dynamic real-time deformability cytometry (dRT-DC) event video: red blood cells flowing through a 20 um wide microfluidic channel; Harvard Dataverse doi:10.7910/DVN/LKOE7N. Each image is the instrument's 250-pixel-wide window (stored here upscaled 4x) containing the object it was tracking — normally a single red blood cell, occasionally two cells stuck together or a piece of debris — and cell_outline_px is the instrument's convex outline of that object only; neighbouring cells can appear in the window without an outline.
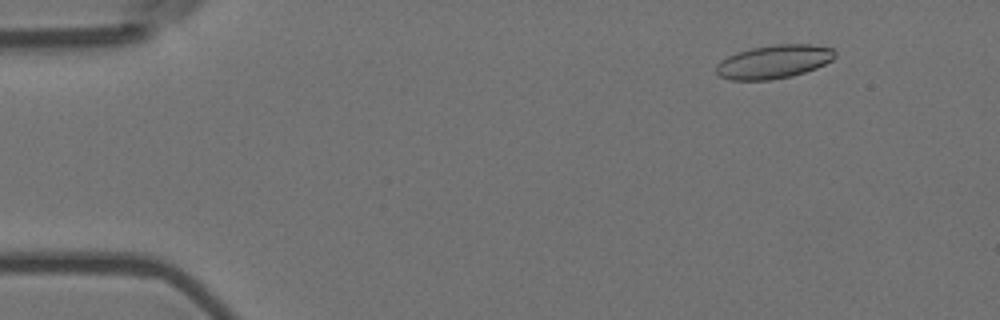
{"species": "Egyptian fruit bat (a non-hibernating species)", "species_latin": "Rousettus aegyptiacus", "temperature_condition": "room temperature", "stored_images_in_passage": 21, "camera_frame_rate_fps": 3000, "um_per_image_px": 0.085, "animal": {"sex": "female"}, "frame": {"image": 1, "passage_image": 7, "time_ms": 2.0, "image_size_px": [1000, 320], "cell_outline_px": [[836, 56], [832, 60], [816, 68], [792, 76], [772, 80], [732, 80], [720, 76], [716, 72], [716, 64], [720, 60], [736, 52], [752, 48], [776, 44], [812, 44], [832, 48], [836, 52]], "centroid_in_image_um": [65.78, 5.24], "position_along_channel_um": 19.2, "area_um2": 23.29}}
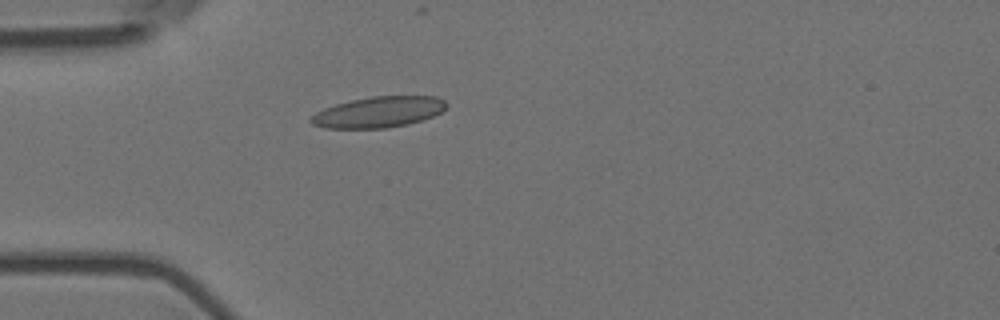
{"frame": {"image": 2, "passage_image": 17, "time_ms": 5.333, "image_size_px": [1000, 320], "cell_outline_px": [[448, 104], [440, 112], [432, 116], [408, 124], [384, 128], [324, 128], [312, 124], [308, 120], [316, 112], [324, 108], [336, 104], [352, 100], [372, 96], [436, 96], [444, 100]], "centroid_in_image_um": [32.15, 9.52], "position_along_channel_um": 52.8, "area_um2": 24.22}}
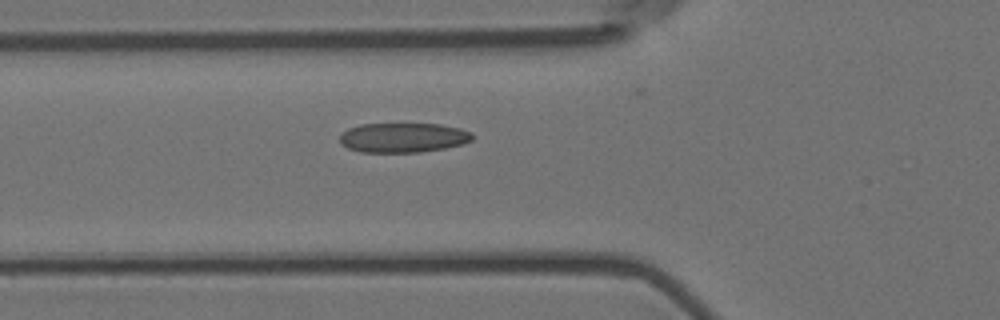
{"frame": {"image": 3, "passage_image": 21, "time_ms": 6.667, "image_size_px": [1000, 320], "cell_outline_px": [[472, 140], [460, 144], [444, 148], [420, 152], [360, 152], [348, 148], [340, 144], [340, 136], [348, 128], [360, 124], [440, 124], [460, 128], [472, 132]], "centroid_in_image_um": [34.25, 11.69], "position_along_channel_um": 91.6, "area_um2": 22.83}}